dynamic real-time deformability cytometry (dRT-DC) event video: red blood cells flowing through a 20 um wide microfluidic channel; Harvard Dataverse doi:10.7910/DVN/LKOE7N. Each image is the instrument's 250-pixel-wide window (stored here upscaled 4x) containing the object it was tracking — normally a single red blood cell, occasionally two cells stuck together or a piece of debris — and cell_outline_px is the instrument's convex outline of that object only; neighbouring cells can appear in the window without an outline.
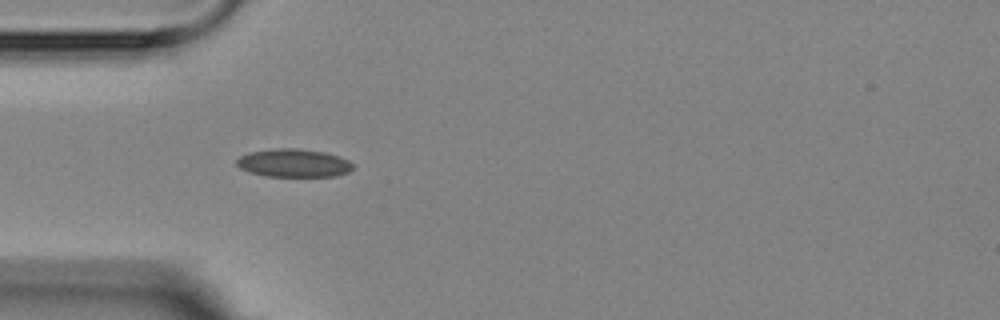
{"species": "Egyptian fruit bat (a non-hibernating species)", "species_latin": "Rousettus aegyptiacus", "temperature_condition": "room temperature", "stored_images_in_passage": 1, "camera_frame_rate_fps": 3000, "um_per_image_px": 0.085, "animal": {"sex": "female"}, "frame": {"image": 1, "passage_image": 1, "time_ms": 0.0, "image_size_px": [1000, 320], "cell_outline_px": [[356, 164], [348, 172], [336, 176], [264, 176], [248, 172], [240, 168], [236, 164], [236, 160], [240, 156], [248, 152], [276, 148], [296, 148], [324, 152], [340, 156]], "centroid_in_image_um": [24.96, 13.85], "position_along_channel_um": 60.0, "area_um2": 19.25}}